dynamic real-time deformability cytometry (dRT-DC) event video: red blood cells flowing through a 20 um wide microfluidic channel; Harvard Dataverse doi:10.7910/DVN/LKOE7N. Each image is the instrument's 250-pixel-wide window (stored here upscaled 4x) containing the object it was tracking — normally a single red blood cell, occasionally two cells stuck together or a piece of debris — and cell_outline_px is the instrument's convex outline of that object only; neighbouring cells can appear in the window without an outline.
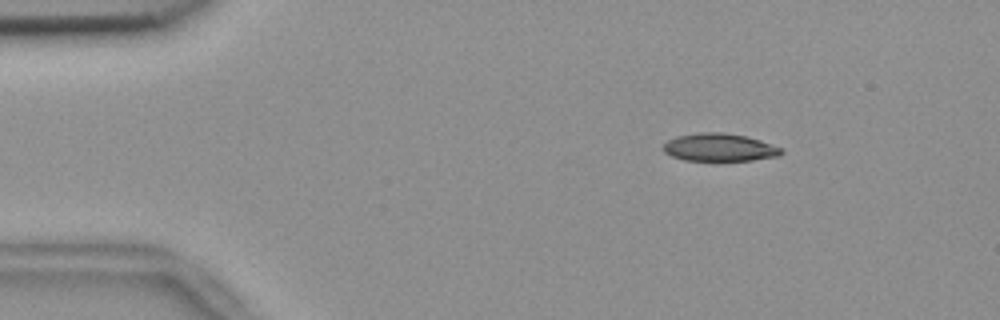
{"species": "common noctule bat (a hibernating species)", "species_latin": "Nyctalus noctula", "temperature_condition": "room temperature", "stored_images_in_passage": 52, "camera_frame_rate_fps": 3000, "um_per_image_px": 0.085, "animal": {"sex": "female", "body_mass_g": 18.4}, "frame": {"image": 1, "passage_image": 5, "time_ms": 1.333, "image_size_px": [1000, 320], "cell_outline_px": [[784, 152], [780, 156], [752, 160], [684, 160], [672, 156], [664, 152], [664, 144], [668, 140], [676, 136], [700, 132], [724, 132], [744, 136], [760, 140], [784, 148]], "centroid_in_image_um": [61.19, 12.52], "position_along_channel_um": 23.8, "area_um2": 19.13}}
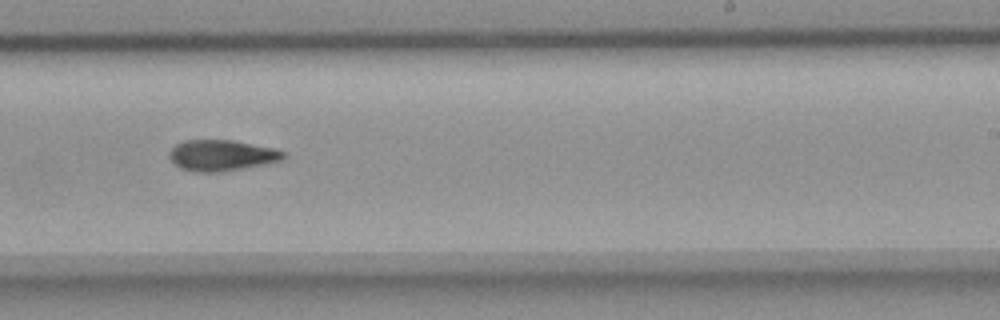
{"frame": {"image": 2, "passage_image": 31, "time_ms": 10.0, "image_size_px": [1000, 320], "cell_outline_px": [[284, 156], [280, 160], [220, 172], [196, 172], [180, 168], [168, 156], [168, 152], [176, 144], [184, 140], [232, 140], [272, 148], [284, 152]], "centroid_in_image_um": [18.75, 13.2], "position_along_channel_um": 270.2, "area_um2": 20.11}}
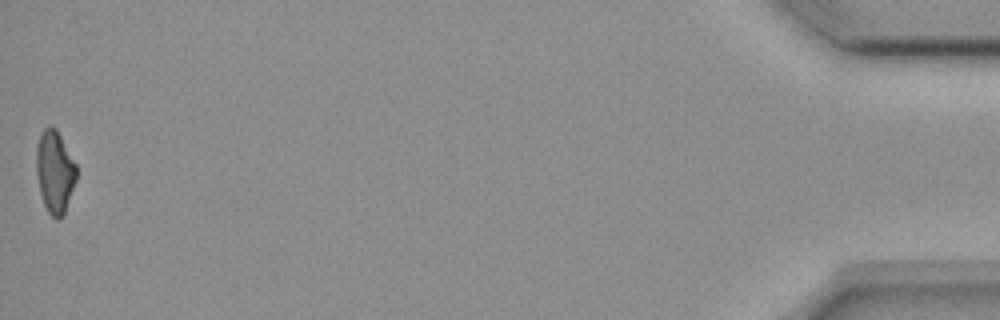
{"frame": {"image": 3, "passage_image": 52, "time_ms": 17.0, "image_size_px": [1000, 320], "cell_outline_px": [[76, 180], [64, 212], [60, 220], [56, 220], [48, 212], [44, 204], [40, 192], [36, 172], [36, 148], [40, 132], [48, 124], [52, 124], [56, 128], [76, 164]], "centroid_in_image_um": [4.64, 14.55], "position_along_channel_um": 430.6, "area_um2": 19.31}, "authors_computed_cell_mechanics": {"area_um2": 20.1722, "velocity_mm_per_s": 3.6829, "shape_relaxation_time_tau1_ms": null, "shape_relaxation_time_tau2_ms": 10.7307, "deformation_change_tau1": null, "deformation_change_tau2": 0.2024}}